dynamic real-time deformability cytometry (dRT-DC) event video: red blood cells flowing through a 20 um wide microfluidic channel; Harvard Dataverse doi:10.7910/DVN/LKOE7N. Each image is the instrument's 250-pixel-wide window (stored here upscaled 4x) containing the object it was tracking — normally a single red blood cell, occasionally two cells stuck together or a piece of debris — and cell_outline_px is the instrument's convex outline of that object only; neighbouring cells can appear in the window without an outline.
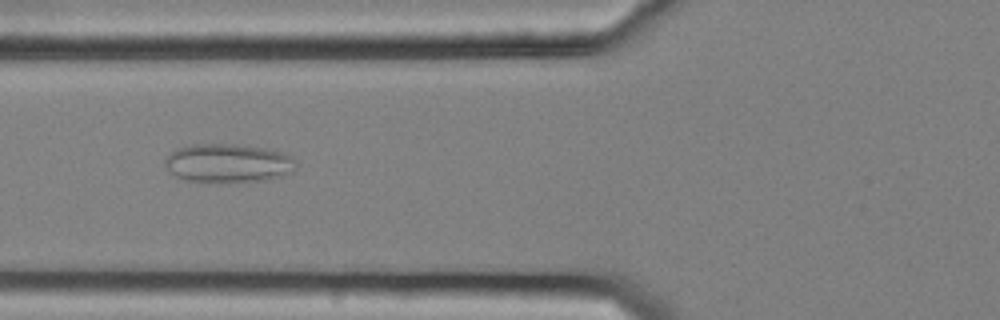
{"species": "common noctule bat (a hibernating species)", "species_latin": "Nyctalus noctula", "temperature_condition": "cold", "stored_images_in_passage": 41, "camera_frame_rate_fps": 3000, "um_per_image_px": 0.085, "animal": {"sex": "female", "body_mass_g": 25.1}, "frame": {"image": 1, "passage_image": 7, "time_ms": 2.0, "image_size_px": [1000, 320], "cell_outline_px": [[296, 168], [292, 172], [280, 176], [264, 180], [188, 180], [176, 176], [164, 164], [164, 160], [176, 148], [192, 144], [236, 144], [264, 148], [280, 152], [296, 160]], "centroid_in_image_um": [19.39, 13.83], "position_along_channel_um": 106.4, "area_um2": 28.67}}
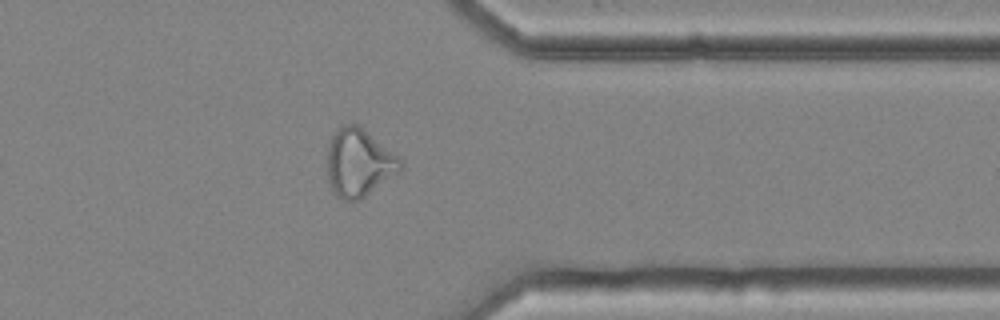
{"frame": {"image": 2, "passage_image": 30, "time_ms": 9.667, "image_size_px": [1000, 320], "cell_outline_px": [[404, 168], [400, 172], [360, 200], [344, 200], [336, 196], [332, 192], [328, 176], [328, 144], [332, 136], [344, 124], [356, 124], [400, 156], [404, 164]], "centroid_in_image_um": [30.54, 13.86], "position_along_channel_um": 380.9, "area_um2": 28.96}, "authors_computed_cell_mechanics": {"area_um2": 27.5128, "velocity_mm_per_s": 3.6469, "shape_relaxation_time_tau1_ms": null, "shape_relaxation_time_tau2_ms": 1.6584, "deformation_change_tau1": null, "deformation_change_tau2": 0.0896}}